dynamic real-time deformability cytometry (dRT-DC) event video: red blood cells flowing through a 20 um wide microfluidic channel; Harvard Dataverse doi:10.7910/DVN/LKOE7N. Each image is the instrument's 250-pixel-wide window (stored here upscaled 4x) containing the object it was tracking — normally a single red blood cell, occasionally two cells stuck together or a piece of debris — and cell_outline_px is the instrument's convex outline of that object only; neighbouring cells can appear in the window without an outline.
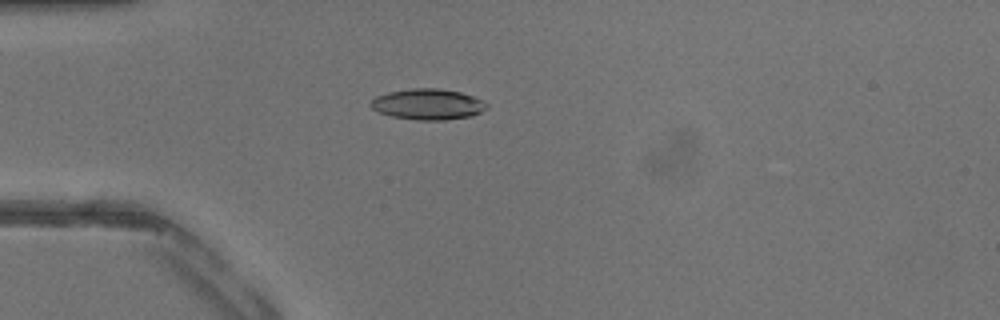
{"species": "common noctule bat (a hibernating species)", "species_latin": "Nyctalus noctula", "temperature_condition": "warm", "stored_images_in_passage": 42, "camera_frame_rate_fps": 3000, "um_per_image_px": 0.085, "animal": {"sex": "male", "body_mass_g": 13.3}, "frame": {"image": 1, "passage_image": 12, "time_ms": 3.667, "image_size_px": [1000, 320], "cell_outline_px": [[488, 108], [472, 116], [444, 120], [416, 120], [392, 116], [380, 112], [372, 108], [368, 104], [376, 96], [388, 92], [412, 88], [440, 88], [460, 92], [484, 100], [488, 104]], "centroid_in_image_um": [36.39, 8.86], "position_along_channel_um": 48.6, "area_um2": 20.92}}
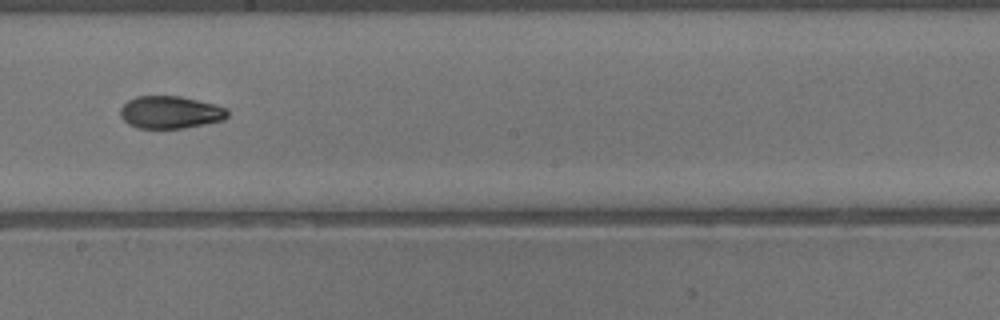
{"frame": {"image": 2, "passage_image": 24, "time_ms": 7.667, "image_size_px": [1000, 320], "cell_outline_px": [[228, 116], [224, 120], [184, 128], [136, 128], [128, 124], [120, 116], [120, 108], [128, 100], [136, 96], [180, 96], [216, 104], [228, 108]], "centroid_in_image_um": [14.48, 9.54], "position_along_channel_um": 233.7, "area_um2": 20.46}}
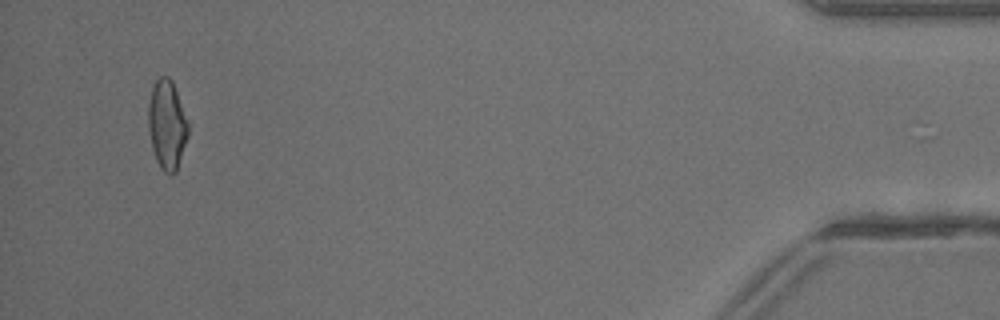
{"frame": {"image": 3, "passage_image": 40, "time_ms": 13.0, "image_size_px": [1000, 320], "cell_outline_px": [[188, 136], [176, 172], [172, 176], [168, 176], [160, 168], [156, 160], [152, 148], [148, 128], [148, 104], [152, 88], [156, 80], [160, 76], [168, 76], [172, 80], [188, 120]], "centroid_in_image_um": [14.19, 10.63], "position_along_channel_um": 421.0, "area_um2": 20.92}}